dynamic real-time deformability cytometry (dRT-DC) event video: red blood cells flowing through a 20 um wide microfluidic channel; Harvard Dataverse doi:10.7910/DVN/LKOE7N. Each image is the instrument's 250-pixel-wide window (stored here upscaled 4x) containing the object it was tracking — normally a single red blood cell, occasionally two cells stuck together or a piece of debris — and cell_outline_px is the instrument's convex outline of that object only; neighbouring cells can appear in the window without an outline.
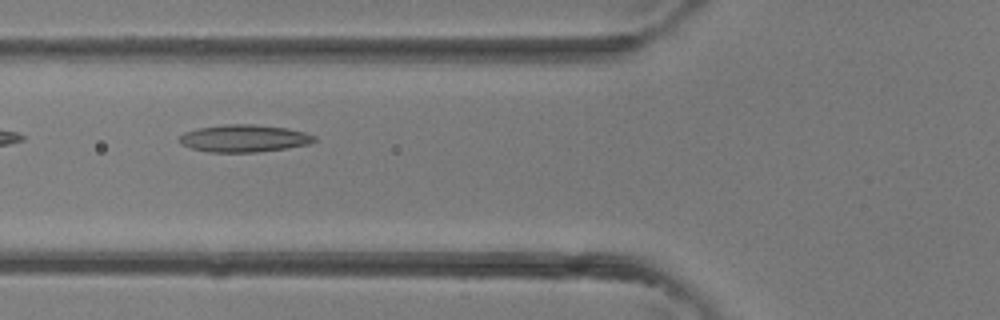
{"species": "common noctule bat (a hibernating species)", "species_latin": "Nyctalus noctula", "temperature_condition": "room temperature", "stored_images_in_passage": 4, "camera_frame_rate_fps": 3000, "um_per_image_px": 0.085, "animal": {"sex": "female"}, "frame": {"image": 1, "passage_image": 4, "time_ms": 1.0, "image_size_px": [1000, 320], "cell_outline_px": [[316, 140], [308, 144], [288, 148], [256, 152], [208, 152], [192, 148], [180, 144], [180, 136], [184, 132], [196, 128], [224, 124], [252, 124], [288, 128], [304, 132], [316, 136]], "centroid_in_image_um": [20.74, 11.75], "position_along_channel_um": 105.1, "area_um2": 21.56}}